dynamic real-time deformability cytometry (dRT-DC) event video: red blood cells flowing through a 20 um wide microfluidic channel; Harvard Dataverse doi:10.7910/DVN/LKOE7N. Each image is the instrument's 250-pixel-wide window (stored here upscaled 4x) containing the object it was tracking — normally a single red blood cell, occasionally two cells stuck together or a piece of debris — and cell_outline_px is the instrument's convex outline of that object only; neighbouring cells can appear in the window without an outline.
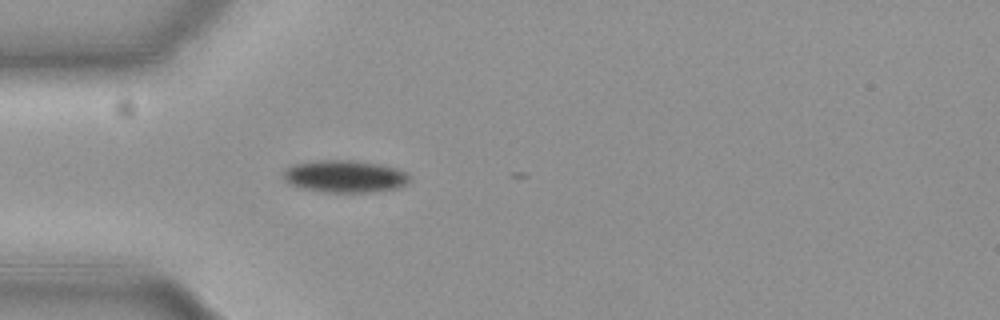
{"species": "common noctule bat (a hibernating species)", "species_latin": "Nyctalus noctula", "temperature_condition": "cold", "stored_images_in_passage": 6, "camera_frame_rate_fps": 3000, "um_per_image_px": 0.085, "animal": {"sex": "female", "body_mass_g": 19.3, "forearm_length_mm": 54.1}, "frame": {"image": 1, "passage_image": 1, "time_ms": 0.0, "image_size_px": [1000, 320], "cell_outline_px": [[412, 180], [400, 188], [372, 192], [324, 192], [300, 188], [284, 180], [284, 168], [292, 164], [324, 160], [352, 160], [380, 164], [396, 168], [408, 172], [412, 176]], "centroid_in_image_um": [29.37, 14.99], "position_along_channel_um": 55.6, "area_um2": 24.04}}
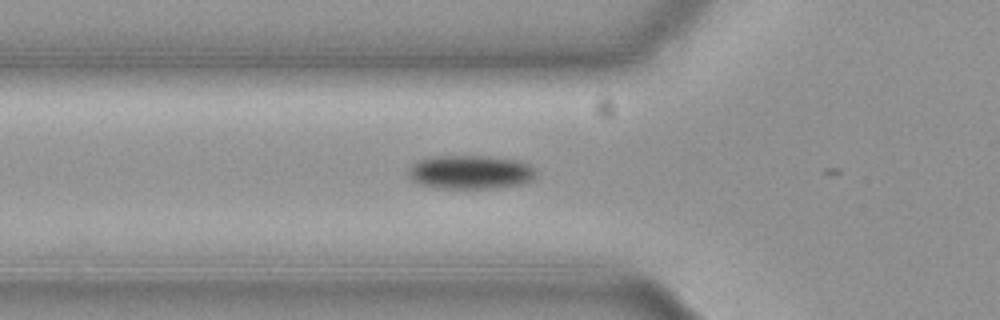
{"frame": {"image": 2, "passage_image": 4, "time_ms": 1.0, "image_size_px": [1000, 320], "cell_outline_px": [[536, 176], [532, 180], [520, 184], [496, 188], [436, 188], [420, 184], [412, 180], [408, 172], [412, 164], [420, 160], [440, 156], [488, 156], [512, 160], [528, 164], [536, 168]], "centroid_in_image_um": [40.0, 14.64], "position_along_channel_um": 85.8, "area_um2": 24.91}}